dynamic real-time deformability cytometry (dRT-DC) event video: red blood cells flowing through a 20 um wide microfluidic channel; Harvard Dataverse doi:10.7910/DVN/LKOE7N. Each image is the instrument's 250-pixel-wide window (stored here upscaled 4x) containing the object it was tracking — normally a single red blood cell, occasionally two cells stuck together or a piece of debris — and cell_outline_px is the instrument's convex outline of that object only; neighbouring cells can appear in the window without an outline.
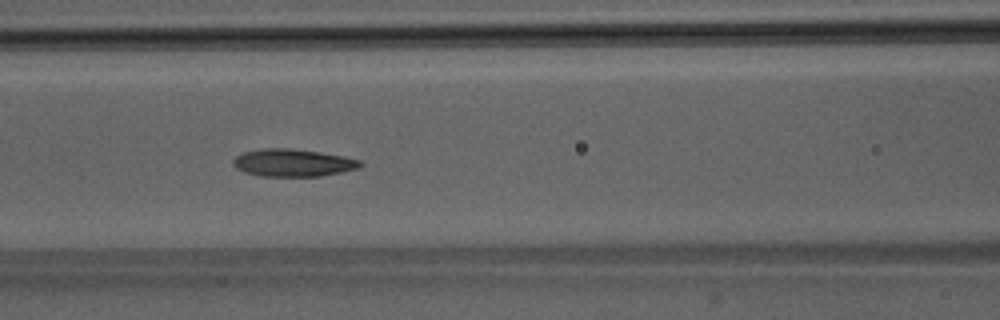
{"species": "Egyptian fruit bat (a non-hibernating species)", "species_latin": "Rousettus aegyptiacus", "temperature_condition": "room temperature", "stored_images_in_passage": 52, "camera_frame_rate_fps": 3000, "um_per_image_px": 0.085, "animal": {"sex": "male"}, "frame": {"image": 1, "passage_image": 23, "time_ms": 7.333, "image_size_px": [1000, 320], "cell_outline_px": [[364, 164], [356, 168], [340, 172], [320, 176], [260, 176], [244, 172], [236, 168], [232, 164], [232, 160], [236, 156], [244, 152], [260, 148], [292, 148], [320, 152], [344, 156], [360, 160]], "centroid_in_image_um": [24.86, 13.83], "position_along_channel_um": 141.7, "area_um2": 20.4}}
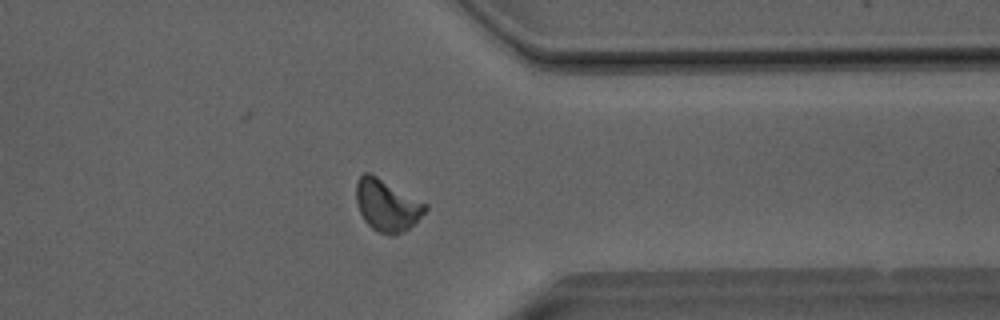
{"frame": {"image": 2, "passage_image": 41, "time_ms": 13.333, "image_size_px": [1000, 320], "cell_outline_px": [[428, 208], [404, 232], [392, 236], [388, 236], [376, 232], [364, 220], [356, 204], [356, 184], [360, 176], [364, 172], [372, 172], [428, 204]], "centroid_in_image_um": [32.87, 17.43], "position_along_channel_um": 378.5, "area_um2": 21.15}}
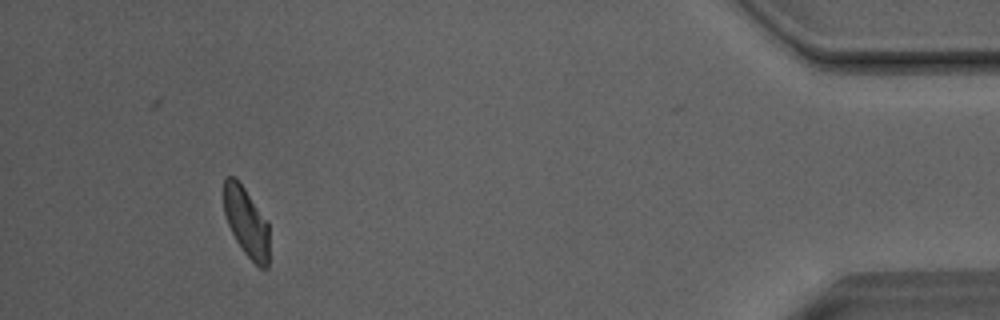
{"frame": {"image": 3, "passage_image": 48, "time_ms": 15.667, "image_size_px": [1000, 320], "cell_outline_px": [[268, 268], [260, 268], [244, 252], [236, 240], [228, 224], [224, 212], [224, 176], [232, 176], [244, 188], [268, 220]], "centroid_in_image_um": [20.94, 18.87], "position_along_channel_um": 414.3, "area_um2": 18.15}, "authors_computed_cell_mechanics": {"area_um2": 20.3745, "velocity_mm_per_s": 4.0433, "shape_relaxation_time_tau1_ms": 3.7677, "shape_relaxation_time_tau2_ms": 4.2677, "deformation_change_tau1": 0.1195, "deformation_change_tau2": 0.12}}